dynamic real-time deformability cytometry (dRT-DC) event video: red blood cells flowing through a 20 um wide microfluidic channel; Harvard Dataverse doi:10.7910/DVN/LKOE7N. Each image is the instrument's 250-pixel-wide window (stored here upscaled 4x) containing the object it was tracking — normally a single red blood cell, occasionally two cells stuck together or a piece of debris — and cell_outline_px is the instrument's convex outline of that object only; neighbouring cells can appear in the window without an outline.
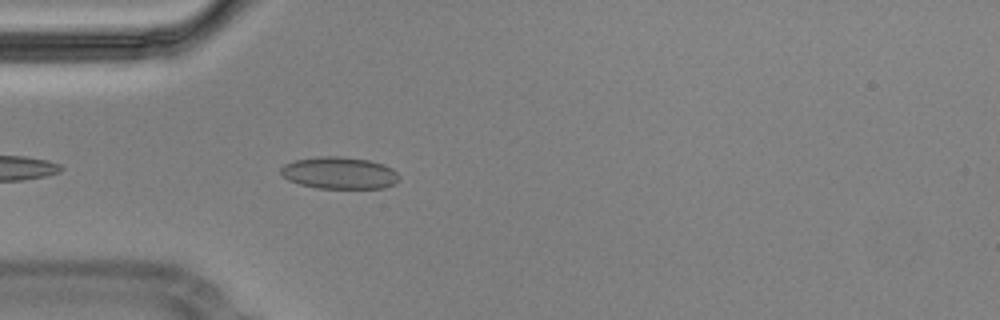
{"species": "Egyptian fruit bat (a non-hibernating species)", "species_latin": "Rousettus aegyptiacus", "temperature_condition": "cold", "stored_images_in_passage": 22, "camera_frame_rate_fps": 3000, "um_per_image_px": 0.085, "animal": {"sex": "male"}, "frame": {"image": 1, "passage_image": 4, "time_ms": 1.0, "image_size_px": [1000, 320], "cell_outline_px": [[400, 180], [396, 184], [384, 188], [316, 188], [300, 184], [288, 180], [280, 172], [280, 168], [284, 164], [296, 160], [320, 156], [340, 156], [368, 160], [384, 164], [392, 168], [400, 176]], "centroid_in_image_um": [28.88, 14.7], "position_along_channel_um": 56.1, "area_um2": 22.2}}